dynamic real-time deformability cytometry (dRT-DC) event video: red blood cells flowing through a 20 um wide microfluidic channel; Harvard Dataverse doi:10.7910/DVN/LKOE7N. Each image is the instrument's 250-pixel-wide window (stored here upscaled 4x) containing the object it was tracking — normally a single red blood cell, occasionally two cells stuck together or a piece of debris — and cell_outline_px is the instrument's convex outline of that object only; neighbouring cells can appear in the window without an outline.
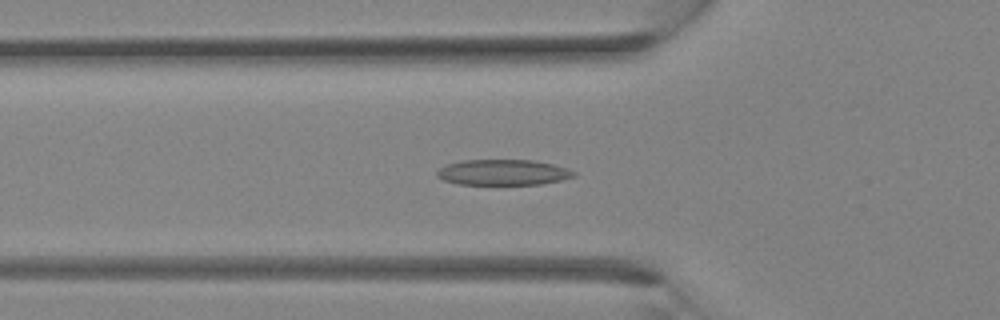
{"species": "Egyptian fruit bat (a non-hibernating species)", "species_latin": "Rousettus aegyptiacus", "temperature_condition": "room temperature", "stored_images_in_passage": 28, "camera_frame_rate_fps": 3000, "um_per_image_px": 0.085, "animal": {"sex": "female"}, "frame": {"image": 1, "passage_image": 5, "time_ms": 1.333, "image_size_px": [1000, 320], "cell_outline_px": [[576, 176], [560, 180], [540, 184], [460, 184], [444, 180], [436, 176], [436, 172], [440, 168], [448, 164], [464, 160], [532, 160], [552, 164], [576, 172]], "centroid_in_image_um": [42.75, 14.65], "position_along_channel_um": 83.1, "area_um2": 20.17}}
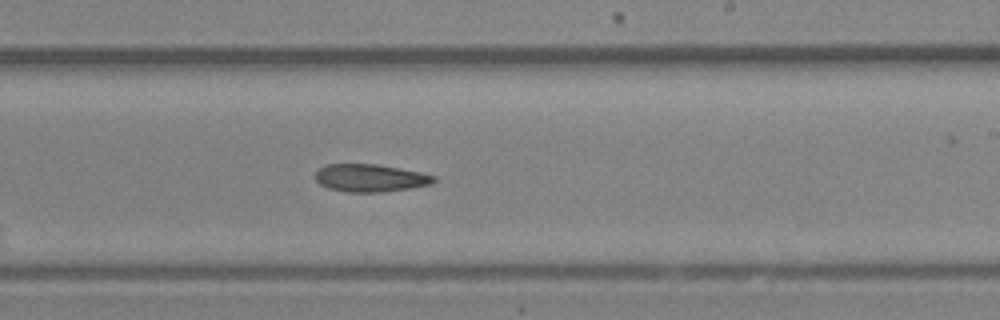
{"frame": {"image": 2, "passage_image": 14, "time_ms": 4.333, "image_size_px": [1000, 320], "cell_outline_px": [[436, 180], [432, 184], [408, 188], [380, 192], [348, 192], [328, 188], [320, 184], [316, 180], [316, 172], [320, 168], [328, 164], [380, 164], [420, 172], [436, 176]], "centroid_in_image_um": [31.49, 15.12], "position_along_channel_um": 257.5, "area_um2": 19.02}}
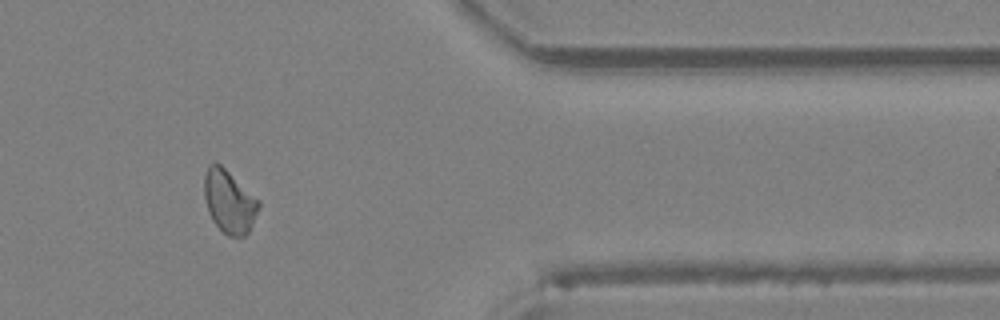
{"frame": {"image": 3, "passage_image": 22, "time_ms": 7.0, "image_size_px": [1000, 320], "cell_outline_px": [[260, 204], [252, 224], [248, 232], [244, 236], [228, 236], [212, 220], [208, 212], [204, 196], [204, 176], [208, 164], [216, 160], [260, 200]], "centroid_in_image_um": [19.46, 17.09], "position_along_channel_um": 391.9, "area_um2": 20.0}}